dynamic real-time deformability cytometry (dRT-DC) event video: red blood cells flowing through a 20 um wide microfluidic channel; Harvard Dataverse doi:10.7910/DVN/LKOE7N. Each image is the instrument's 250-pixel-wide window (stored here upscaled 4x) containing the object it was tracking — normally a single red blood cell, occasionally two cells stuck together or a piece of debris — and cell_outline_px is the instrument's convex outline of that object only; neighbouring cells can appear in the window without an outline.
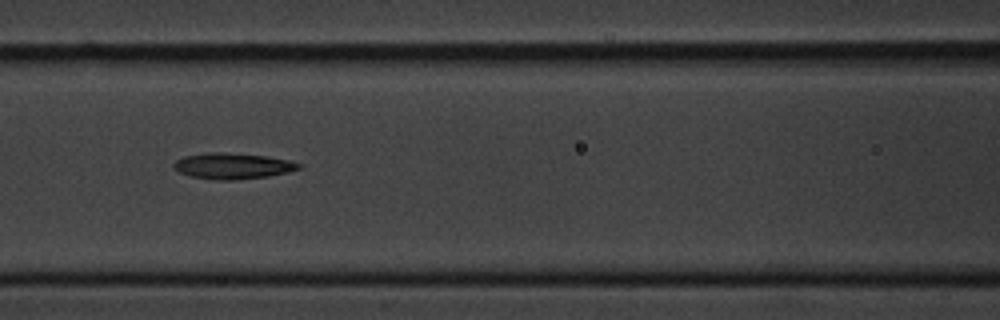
{"species": "common noctule bat (a hibernating species)", "species_latin": "Nyctalus noctula", "temperature_condition": "cold", "stored_images_in_passage": 9, "camera_frame_rate_fps": 3000, "um_per_image_px": 0.085, "animal": {"sex": "male", "body_mass_g": 20.1, "forearm_length_mm": 53.5}, "frame": {"image": 1, "passage_image": 4, "time_ms": 3.333, "image_size_px": [1000, 320], "cell_outline_px": [[300, 168], [288, 172], [268, 176], [236, 180], [216, 180], [188, 176], [180, 172], [172, 164], [176, 160], [184, 156], [212, 152], [224, 152], [264, 156], [288, 160], [300, 164]], "centroid_in_image_um": [19.74, 14.11], "position_along_channel_um": 146.9, "area_um2": 18.73}}
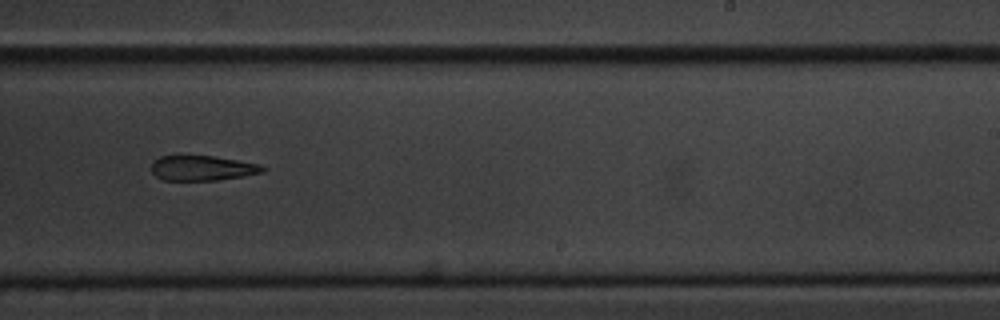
{"frame": {"image": 2, "passage_image": 7, "time_ms": 7.0, "image_size_px": [1000, 320], "cell_outline_px": [[268, 168], [264, 172], [244, 176], [216, 180], [164, 180], [156, 176], [152, 172], [152, 164], [160, 156], [212, 156], [236, 160], [256, 164]], "centroid_in_image_um": [17.21, 14.29], "position_along_channel_um": 271.8, "area_um2": 15.95}}
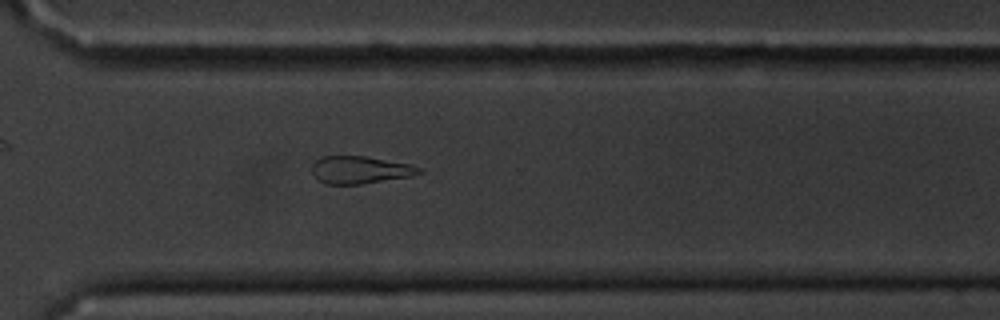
{"frame": {"image": 3, "passage_image": 9, "time_ms": 9.0, "image_size_px": [1000, 320], "cell_outline_px": [[424, 172], [412, 176], [360, 184], [324, 184], [316, 180], [312, 172], [312, 164], [320, 156], [364, 156], [408, 164], [424, 168]], "centroid_in_image_um": [30.58, 14.44], "position_along_channel_um": 340.0, "area_um2": 17.28}}